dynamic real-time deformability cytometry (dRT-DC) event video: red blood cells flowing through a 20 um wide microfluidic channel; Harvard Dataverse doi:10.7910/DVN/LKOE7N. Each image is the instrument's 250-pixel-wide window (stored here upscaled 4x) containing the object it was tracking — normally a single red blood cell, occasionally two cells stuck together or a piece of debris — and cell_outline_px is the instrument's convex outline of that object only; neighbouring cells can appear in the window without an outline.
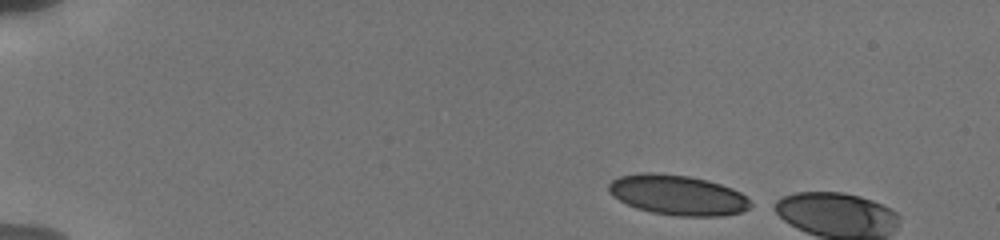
{"species": "human", "species_latin": "Homo sapiens", "temperature_condition": "cold", "stored_images_in_passage": 3, "camera_frame_rate_fps": 3000, "um_per_image_px": 0.085, "donor": {"sex": "male"}, "frame": {"image": 1, "passage_image": 1, "time_ms": 0.0, "image_size_px": [1000, 240], "cell_outline_px": [[752, 204], [748, 208], [740, 212], [724, 216], [676, 216], [652, 212], [636, 208], [620, 200], [608, 192], [608, 184], [612, 180], [620, 176], [640, 172], [652, 172], [688, 176], [708, 180], [732, 188], [740, 192], [752, 200]], "centroid_in_image_um": [57.61, 16.57], "position_along_channel_um": 27.4, "area_um2": 33.23}}